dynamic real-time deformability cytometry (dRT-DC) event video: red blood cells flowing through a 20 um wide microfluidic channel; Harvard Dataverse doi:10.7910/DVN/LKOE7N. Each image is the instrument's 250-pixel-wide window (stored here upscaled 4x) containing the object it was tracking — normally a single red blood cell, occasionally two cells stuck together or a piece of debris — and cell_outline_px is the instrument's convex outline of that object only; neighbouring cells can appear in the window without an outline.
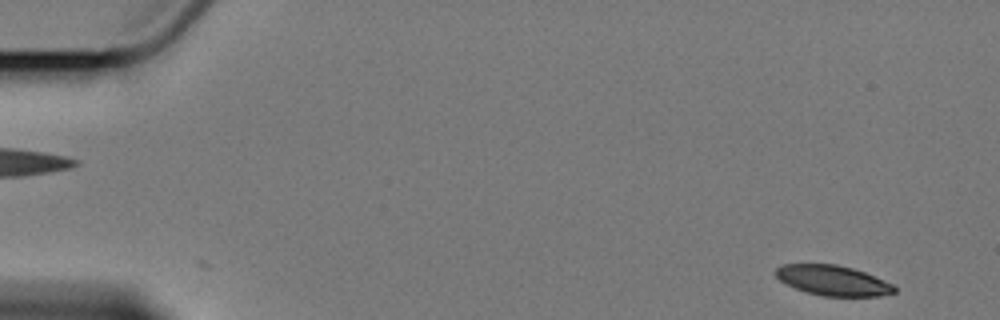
{"species": "Egyptian fruit bat (a non-hibernating species)", "species_latin": "Rousettus aegyptiacus", "temperature_condition": "cold", "stored_images_in_passage": 6, "segment_of_instrument_passage": [2, 2], "camera_frame_rate_fps": 3000, "um_per_image_px": 0.085, "animal": {"sex": "female"}, "frame": {"image": 1, "passage_image": 6, "time_ms": 6.0, "image_size_px": [1000, 320], "cell_outline_px": [[896, 292], [880, 296], [824, 296], [808, 292], [796, 288], [780, 280], [776, 276], [776, 268], [780, 264], [836, 264], [852, 268], [864, 272], [892, 284], [896, 288]], "centroid_in_image_um": [70.8, 23.83], "position_along_channel_um": 14.2, "area_um2": 20.58}}